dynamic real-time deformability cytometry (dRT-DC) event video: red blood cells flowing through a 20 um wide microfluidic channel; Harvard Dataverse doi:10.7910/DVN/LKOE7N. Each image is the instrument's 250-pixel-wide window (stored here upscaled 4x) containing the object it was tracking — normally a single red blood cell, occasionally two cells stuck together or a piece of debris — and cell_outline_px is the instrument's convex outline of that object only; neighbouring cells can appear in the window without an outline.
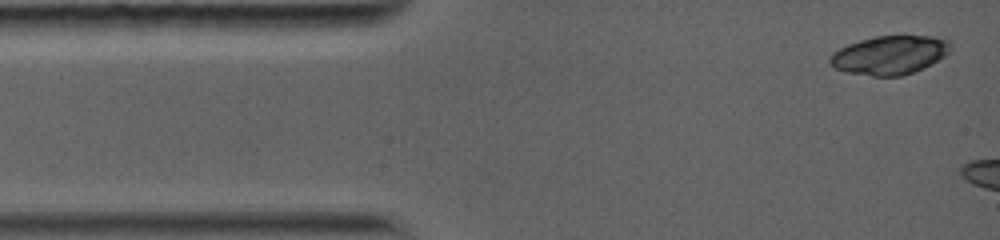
{"species": "common noctule bat (a hibernating species)", "species_latin": "Nyctalus noctula", "temperature_condition": "warm", "stored_images_in_passage": 6, "camera_frame_rate_fps": 5000, "um_per_image_px": 0.085, "animal": {"sex": "female", "body_mass_g": 19.0, "forearm_length_mm": 56.7}, "frame": {"image": 1, "passage_image": 1, "time_ms": 0.0, "image_size_px": [1000, 240], "cell_outline_px": [[952, 48], [944, 56], [912, 72], [900, 76], [872, 76], [848, 72], [836, 68], [828, 60], [832, 52], [848, 44], [860, 40], [876, 36], [944, 36], [952, 44]], "centroid_in_image_um": [75.63, 4.65], "position_along_channel_um": 9.4, "area_um2": 26.99}}